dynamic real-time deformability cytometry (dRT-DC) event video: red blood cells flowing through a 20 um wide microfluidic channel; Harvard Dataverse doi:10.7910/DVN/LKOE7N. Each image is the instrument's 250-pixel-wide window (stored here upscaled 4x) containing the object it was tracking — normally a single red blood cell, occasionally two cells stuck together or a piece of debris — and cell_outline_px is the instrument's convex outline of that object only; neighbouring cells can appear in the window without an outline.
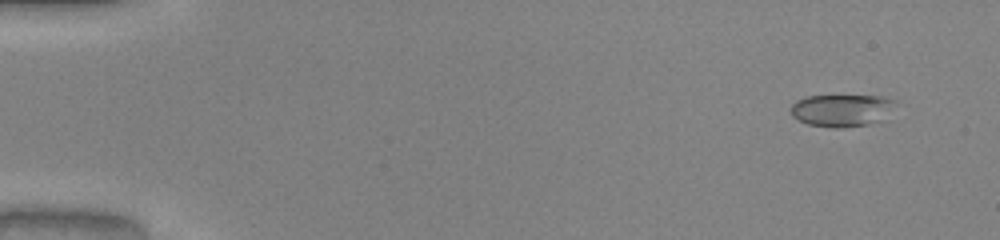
{"species": "common noctule bat (a hibernating species)", "species_latin": "Nyctalus noctula", "temperature_condition": "warm", "stored_images_in_passage": 26, "camera_frame_rate_fps": 3000, "um_per_image_px": 0.085, "animal": {"sex": "male", "body_mass_g": 20.0, "forearm_length_mm": 53.3}, "frame": {"image": 1, "passage_image": 4, "time_ms": 1.0, "image_size_px": [1000, 240], "cell_outline_px": [[896, 100], [880, 120], [868, 124], [840, 128], [832, 128], [808, 124], [792, 116], [792, 104], [796, 100], [808, 96], [884, 96]], "centroid_in_image_um": [71.49, 9.37], "position_along_channel_um": 13.5, "area_um2": 19.25}}
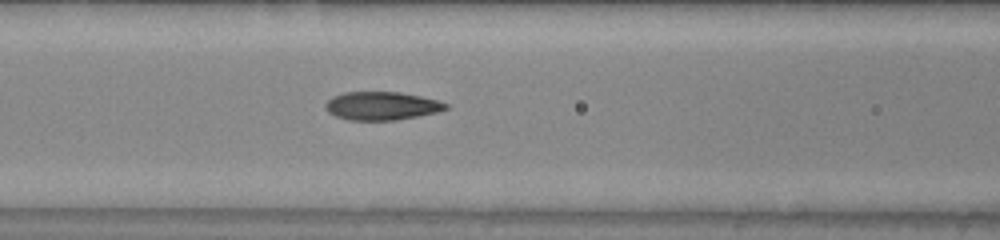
{"frame": {"image": 2, "passage_image": 23, "time_ms": 7.333, "image_size_px": [1000, 240], "cell_outline_px": [[448, 108], [436, 112], [396, 120], [348, 120], [336, 116], [328, 112], [324, 108], [324, 104], [332, 96], [344, 92], [400, 92], [420, 96], [436, 100], [448, 104]], "centroid_in_image_um": [32.39, 8.99], "position_along_channel_um": 134.2, "area_um2": 19.77}}
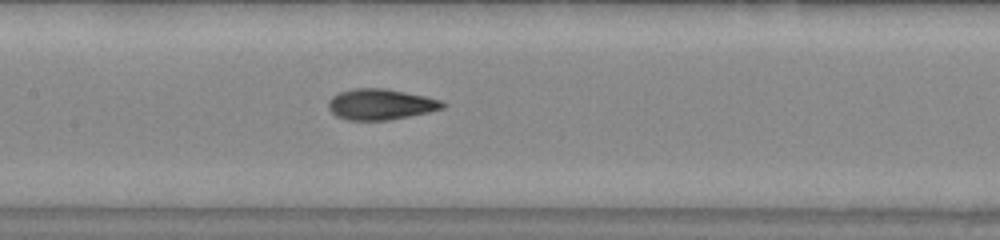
{"frame": {"image": 3, "passage_image": 26, "time_ms": 8.333, "image_size_px": [1000, 240], "cell_outline_px": [[448, 104], [444, 108], [428, 112], [388, 120], [348, 120], [336, 116], [328, 108], [328, 100], [332, 96], [340, 92], [352, 88], [384, 88], [424, 96], [440, 100]], "centroid_in_image_um": [32.33, 8.86], "position_along_channel_um": 175.1, "area_um2": 20.46}}